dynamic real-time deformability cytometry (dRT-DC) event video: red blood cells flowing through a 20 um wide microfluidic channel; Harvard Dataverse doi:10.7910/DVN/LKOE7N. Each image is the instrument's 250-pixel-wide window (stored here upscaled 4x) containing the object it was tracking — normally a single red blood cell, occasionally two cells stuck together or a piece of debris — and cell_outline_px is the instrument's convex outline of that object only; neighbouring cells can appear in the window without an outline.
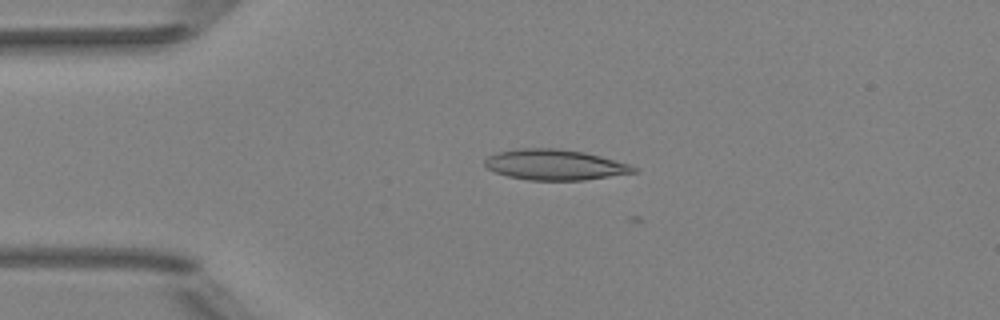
{"species": "Egyptian fruit bat (a non-hibernating species)", "species_latin": "Rousettus aegyptiacus", "temperature_condition": "room temperature", "stored_images_in_passage": 3, "camera_frame_rate_fps": 3000, "um_per_image_px": 0.085, "animal": {"sex": "female"}, "frame": {"image": 1, "passage_image": 1, "time_ms": 0.0, "image_size_px": [1000, 320], "cell_outline_px": [[636, 172], [584, 180], [528, 180], [508, 176], [496, 172], [488, 168], [484, 164], [484, 160], [488, 156], [500, 152], [520, 148], [556, 148], [584, 152], [600, 156], [628, 164], [636, 168]], "centroid_in_image_um": [47.14, 14.0], "position_along_channel_um": 37.9, "area_um2": 26.18}}